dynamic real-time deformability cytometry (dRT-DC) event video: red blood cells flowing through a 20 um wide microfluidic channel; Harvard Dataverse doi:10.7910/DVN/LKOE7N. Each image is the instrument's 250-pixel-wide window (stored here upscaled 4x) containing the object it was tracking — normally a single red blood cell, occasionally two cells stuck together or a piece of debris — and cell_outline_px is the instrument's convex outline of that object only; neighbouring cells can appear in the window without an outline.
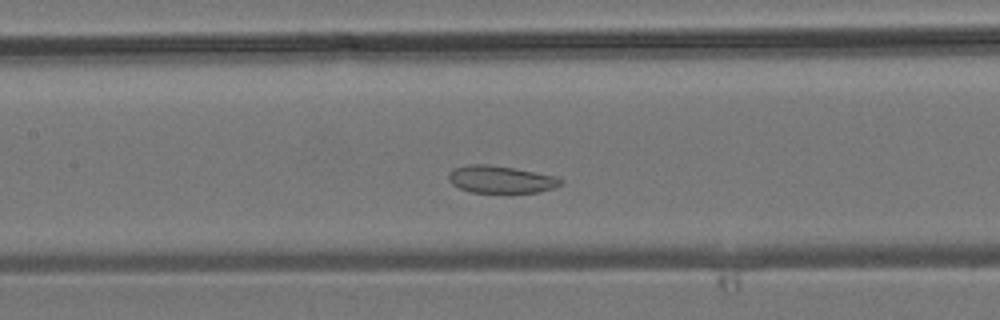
{"species": "common noctule bat (a hibernating species)", "species_latin": "Nyctalus noctula", "temperature_condition": "room temperature", "stored_images_in_passage": 41, "camera_frame_rate_fps": 3000, "um_per_image_px": 0.085, "animal": {"sex": "male", "body_mass_g": 19.2, "forearm_length_mm": 51.8}, "frame": {"image": 1, "passage_image": 17, "time_ms": 5.333, "image_size_px": [1000, 320], "cell_outline_px": [[564, 184], [556, 188], [540, 192], [512, 196], [472, 192], [460, 188], [452, 184], [448, 180], [448, 172], [452, 168], [468, 164], [488, 164], [516, 168], [556, 176], [564, 180]], "centroid_in_image_um": [42.63, 15.3], "position_along_channel_um": 164.8, "area_um2": 19.13}}
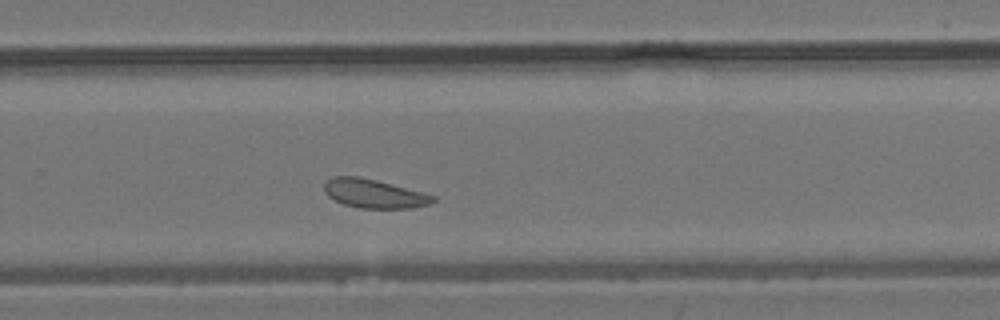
{"frame": {"image": 2, "passage_image": 26, "time_ms": 8.333, "image_size_px": [1000, 320], "cell_outline_px": [[436, 200], [432, 204], [412, 208], [360, 208], [344, 204], [328, 196], [324, 192], [324, 184], [332, 176], [360, 176], [376, 180], [436, 196]], "centroid_in_image_um": [31.8, 16.46], "position_along_channel_um": 298.0, "area_um2": 18.21}}
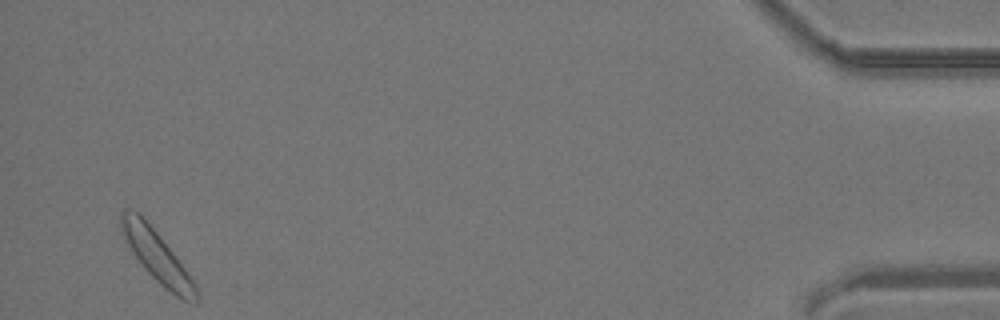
{"frame": {"image": 3, "passage_image": 40, "time_ms": 13.0, "image_size_px": [1000, 320], "cell_outline_px": [[200, 300], [196, 304], [184, 300], [176, 296], [164, 288], [144, 268], [124, 240], [120, 232], [120, 212], [124, 208], [132, 208], [140, 212], [172, 252], [196, 284], [200, 296]], "centroid_in_image_um": [13.31, 21.76], "position_along_channel_um": 421.9, "area_um2": 22.43}}